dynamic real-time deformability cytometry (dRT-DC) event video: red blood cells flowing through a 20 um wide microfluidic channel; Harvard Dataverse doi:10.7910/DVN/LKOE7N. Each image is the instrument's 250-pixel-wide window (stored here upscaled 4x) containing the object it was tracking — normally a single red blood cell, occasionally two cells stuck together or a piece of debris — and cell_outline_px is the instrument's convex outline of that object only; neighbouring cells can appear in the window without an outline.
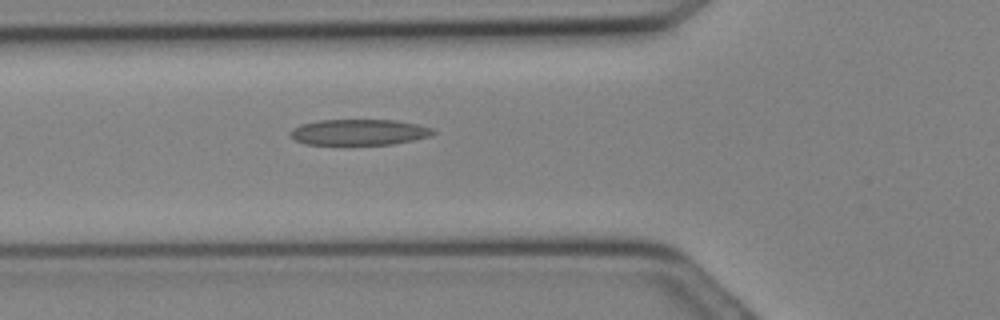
{"species": "Egyptian fruit bat (a non-hibernating species)", "species_latin": "Rousettus aegyptiacus", "temperature_condition": "cold", "stored_images_in_passage": 13, "camera_frame_rate_fps": 3000, "um_per_image_px": 0.085, "animal": {"sex": "female"}, "frame": {"image": 1, "passage_image": 11, "time_ms": 3.333, "image_size_px": [1000, 320], "cell_outline_px": [[436, 132], [432, 136], [392, 144], [304, 144], [296, 140], [288, 132], [292, 128], [300, 124], [320, 120], [396, 120], [416, 124], [432, 128]], "centroid_in_image_um": [30.51, 11.23], "position_along_channel_um": 95.3, "area_um2": 21.44}}
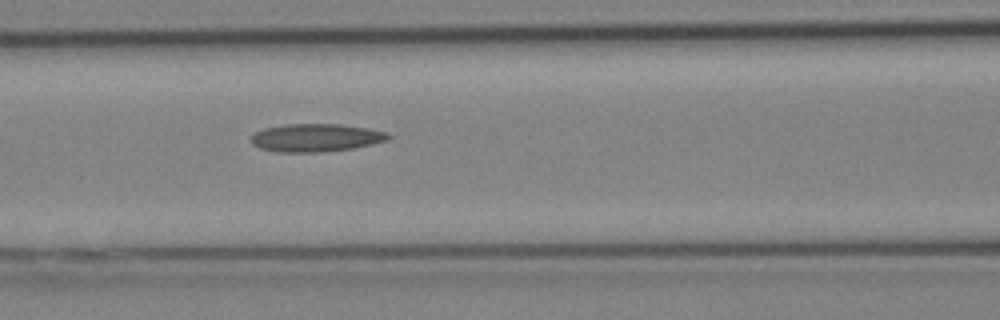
{"frame": {"image": 2, "passage_image": 13, "time_ms": 4.0, "image_size_px": [1000, 320], "cell_outline_px": [[392, 136], [388, 140], [372, 144], [352, 148], [320, 152], [276, 152], [260, 148], [252, 144], [252, 136], [256, 132], [264, 128], [284, 124], [340, 124], [368, 128], [388, 132]], "centroid_in_image_um": [26.87, 11.7], "position_along_channel_um": 139.7, "area_um2": 22.37}}